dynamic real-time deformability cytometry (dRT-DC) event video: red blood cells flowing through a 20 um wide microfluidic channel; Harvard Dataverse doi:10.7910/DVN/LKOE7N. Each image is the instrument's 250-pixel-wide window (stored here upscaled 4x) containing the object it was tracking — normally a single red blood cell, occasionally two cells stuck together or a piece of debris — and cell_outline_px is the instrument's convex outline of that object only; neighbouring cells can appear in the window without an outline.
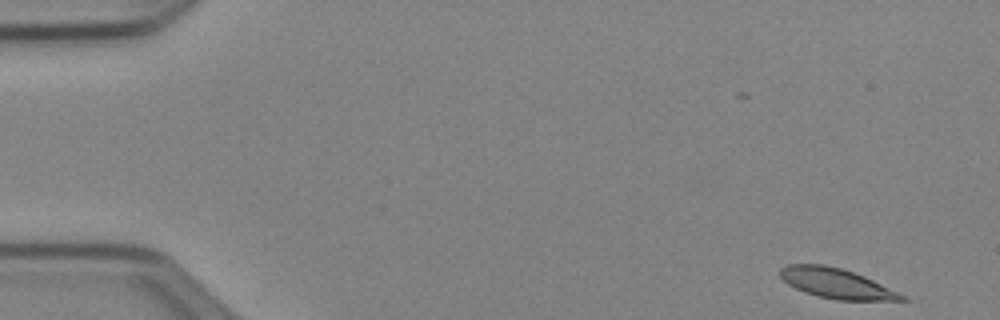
{"species": "Egyptian fruit bat (a non-hibernating species)", "species_latin": "Rousettus aegyptiacus", "temperature_condition": "cold", "stored_images_in_passage": 50, "camera_frame_rate_fps": 3000, "um_per_image_px": 0.085, "animal": {"sex": "female"}, "frame": {"image": 1, "passage_image": 1, "time_ms": 0.0, "image_size_px": [1000, 320], "cell_outline_px": [[908, 300], [836, 300], [816, 296], [804, 292], [788, 284], [780, 276], [780, 268], [788, 264], [824, 264], [840, 268], [864, 276], [904, 296]], "centroid_in_image_um": [71.02, 24.08], "position_along_channel_um": 14.0, "area_um2": 20.87}}
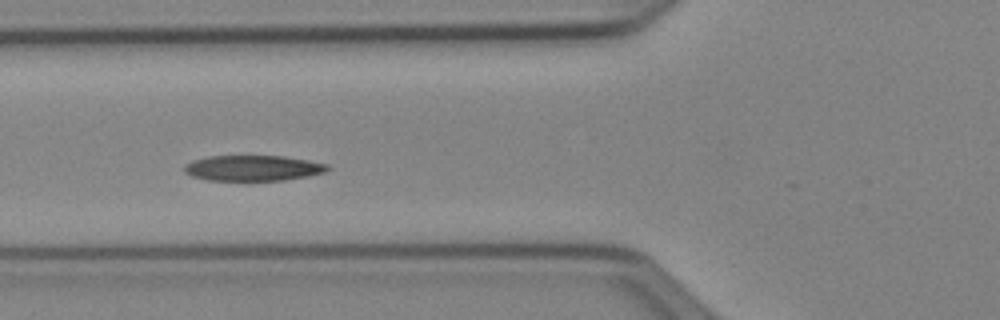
{"frame": {"image": 2, "passage_image": 18, "time_ms": 5.667, "image_size_px": [1000, 320], "cell_outline_px": [[332, 168], [324, 172], [308, 176], [284, 180], [208, 180], [192, 176], [184, 172], [184, 164], [192, 160], [208, 156], [284, 156], [308, 160], [328, 164]], "centroid_in_image_um": [21.5, 14.28], "position_along_channel_um": 104.3, "area_um2": 21.39}}
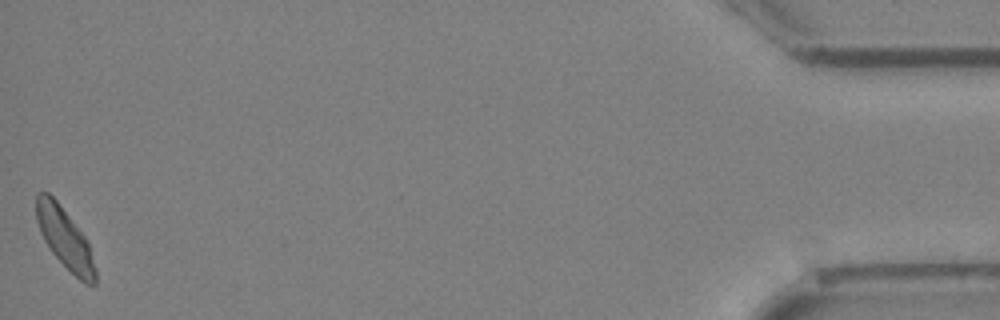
{"frame": {"image": 3, "passage_image": 50, "time_ms": 16.333, "image_size_px": [1000, 320], "cell_outline_px": [[96, 284], [84, 284], [52, 252], [44, 240], [40, 232], [36, 220], [36, 192], [48, 192], [56, 200], [84, 236], [88, 244], [96, 268]], "centroid_in_image_um": [5.5, 20.25], "position_along_channel_um": 429.7, "area_um2": 20.35}, "authors_computed_cell_mechanics": {"area_um2": 21.7328, "velocity_mm_per_s": 3.9, "shape_relaxation_time_tau1_ms": 5.0438, "shape_relaxation_time_tau2_ms": 2.216, "deformation_change_tau1": 0.1439, "deformation_change_tau2": 0.0629}}